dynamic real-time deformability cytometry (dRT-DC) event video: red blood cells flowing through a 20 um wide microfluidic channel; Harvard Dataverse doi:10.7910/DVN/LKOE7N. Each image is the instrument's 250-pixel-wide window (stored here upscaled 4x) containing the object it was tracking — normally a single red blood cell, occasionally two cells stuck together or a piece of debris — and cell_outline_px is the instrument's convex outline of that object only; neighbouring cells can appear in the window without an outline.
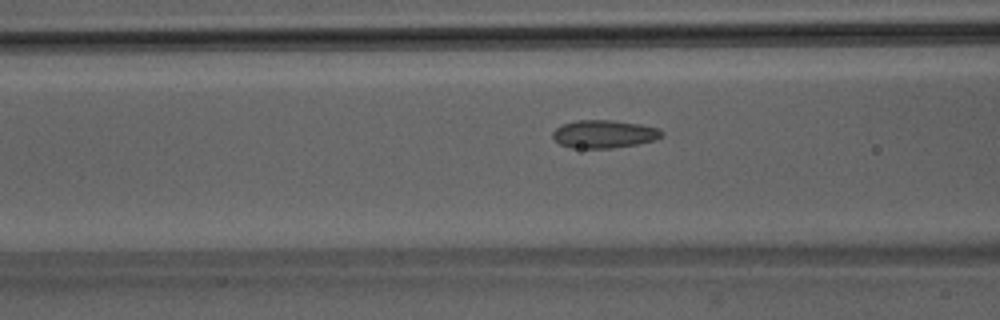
{"species": "Egyptian fruit bat (a non-hibernating species)", "species_latin": "Rousettus aegyptiacus", "temperature_condition": "room temperature", "stored_images_in_passage": 37, "camera_frame_rate_fps": 3000, "um_per_image_px": 0.085, "animal": {"sex": "male"}, "frame": {"image": 1, "passage_image": 7, "time_ms": 2.0, "image_size_px": [1000, 320], "cell_outline_px": [[664, 136], [656, 140], [636, 144], [612, 148], [572, 148], [560, 144], [552, 136], [552, 132], [560, 124], [576, 120], [612, 120], [640, 124], [660, 128], [664, 132]], "centroid_in_image_um": [51.36, 11.38], "position_along_channel_um": 115.2, "area_um2": 17.98}}
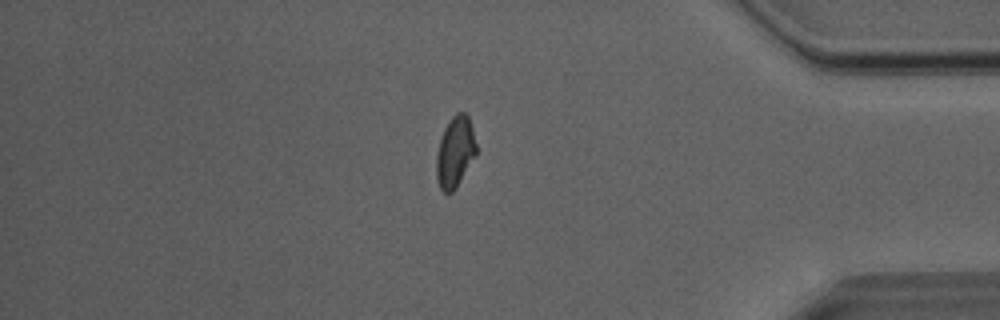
{"frame": {"image": 2, "passage_image": 30, "time_ms": 9.667, "image_size_px": [1000, 320], "cell_outline_px": [[476, 156], [456, 188], [452, 192], [444, 192], [440, 188], [436, 180], [436, 156], [440, 140], [444, 128], [448, 120], [456, 112], [464, 112], [468, 116], [472, 128], [476, 144]], "centroid_in_image_um": [38.68, 12.92], "position_along_channel_um": 396.5, "area_um2": 16.59}}
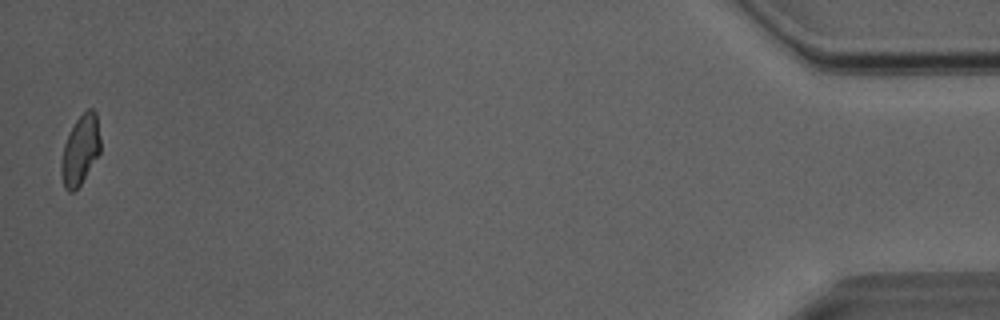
{"frame": {"image": 3, "passage_image": 37, "time_ms": 12.0, "image_size_px": [1000, 320], "cell_outline_px": [[100, 152], [80, 184], [72, 192], [68, 192], [64, 188], [60, 172], [60, 164], [64, 144], [76, 120], [88, 108], [92, 108], [96, 112], [100, 140]], "centroid_in_image_um": [6.81, 12.76], "position_along_channel_um": 428.4, "area_um2": 15.66}, "authors_computed_cell_mechanics": {"area_um2": 16.5886, "velocity_mm_per_s": 4.0582, "shape_relaxation_time_tau1_ms": 7.3397, "shape_relaxation_time_tau2_ms": 1.1313, "deformation_change_tau1": 0.1735, "deformation_change_tau2": 0.0678}}